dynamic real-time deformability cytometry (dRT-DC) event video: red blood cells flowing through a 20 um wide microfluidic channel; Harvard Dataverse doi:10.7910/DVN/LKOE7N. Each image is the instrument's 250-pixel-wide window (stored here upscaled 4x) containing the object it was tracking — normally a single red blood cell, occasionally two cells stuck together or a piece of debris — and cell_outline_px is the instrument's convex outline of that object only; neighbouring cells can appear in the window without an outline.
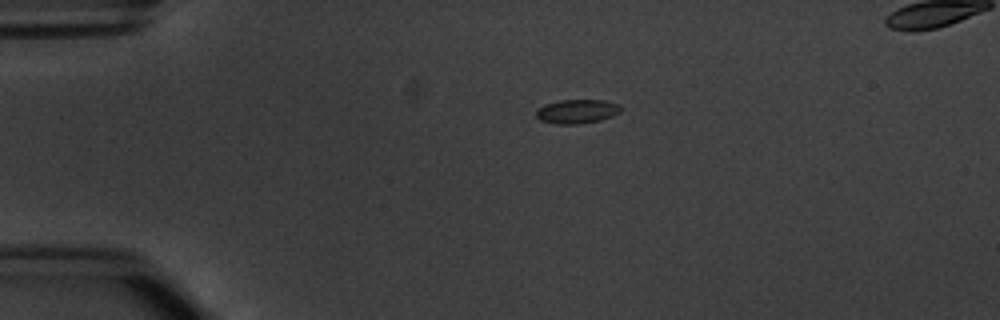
{"species": "common noctule bat (a hibernating species)", "species_latin": "Nyctalus noctula", "temperature_condition": "warm", "stored_images_in_passage": 5, "camera_frame_rate_fps": 3000, "um_per_image_px": 0.085, "animal": {"sex": "male", "body_mass_g": 20.1, "forearm_length_mm": 53.5}, "frame": {"image": 1, "passage_image": 1, "time_ms": 0.0, "image_size_px": [1000, 320], "cell_outline_px": [[620, 112], [612, 116], [600, 120], [580, 124], [556, 124], [540, 120], [536, 116], [536, 112], [544, 104], [560, 100], [604, 100], [620, 104]], "centroid_in_image_um": [49.05, 9.47], "position_along_channel_um": 35.9, "area_um2": 11.85}}